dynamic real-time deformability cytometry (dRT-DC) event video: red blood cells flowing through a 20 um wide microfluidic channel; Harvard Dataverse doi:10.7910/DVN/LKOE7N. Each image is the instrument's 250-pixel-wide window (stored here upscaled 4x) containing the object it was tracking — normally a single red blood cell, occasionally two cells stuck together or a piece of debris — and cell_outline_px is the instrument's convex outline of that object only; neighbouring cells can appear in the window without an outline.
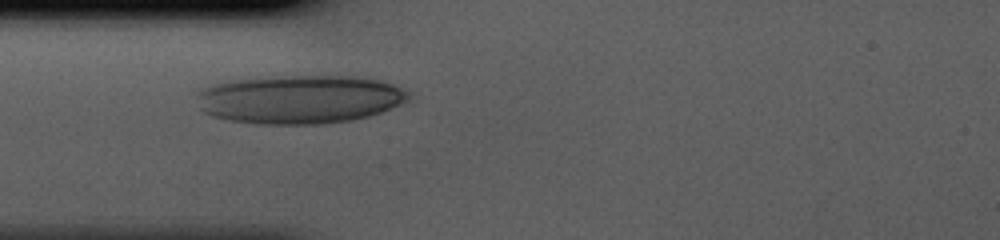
{"species": "human", "species_latin": "Homo sapiens", "temperature_condition": "cold", "stored_images_in_passage": 26, "camera_frame_rate_fps": 3000, "um_per_image_px": 0.085, "donor": {"sex": "male"}, "frame": {"image": 1, "passage_image": 1, "time_ms": 0.0, "image_size_px": [1000, 240], "cell_outline_px": [[408, 100], [400, 104], [380, 112], [368, 116], [352, 120], [324, 124], [256, 124], [228, 120], [212, 116], [204, 112], [200, 108], [196, 92], [200, 88], [212, 84], [240, 76], [356, 76], [380, 80], [392, 84], [408, 92]], "centroid_in_image_um": [25.36, 8.42], "position_along_channel_um": 59.6, "area_um2": 60.86}}
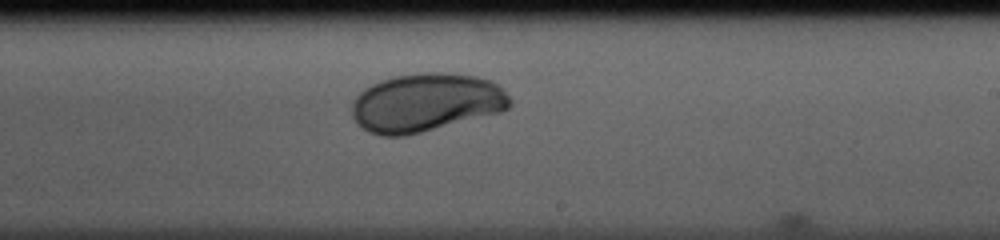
{"frame": {"image": 2, "passage_image": 15, "time_ms": 4.667, "image_size_px": [1000, 240], "cell_outline_px": [[512, 104], [504, 112], [404, 136], [380, 136], [368, 132], [352, 116], [352, 104], [356, 96], [364, 88], [380, 80], [396, 76], [424, 72], [432, 72], [476, 76], [492, 80], [500, 84], [512, 100]], "centroid_in_image_um": [36.26, 8.72], "position_along_channel_um": 252.7, "area_um2": 54.04}}
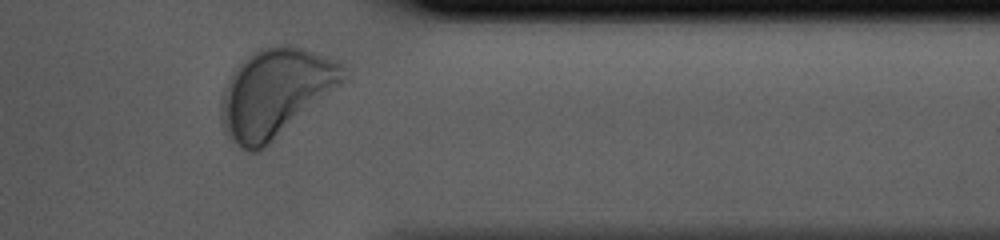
{"frame": {"image": 3, "passage_image": 25, "time_ms": 8.0, "image_size_px": [1000, 240], "cell_outline_px": [[352, 80], [264, 148], [256, 152], [248, 152], [240, 148], [224, 132], [220, 116], [220, 104], [224, 88], [232, 72], [252, 52], [260, 48], [276, 44], [292, 44], [336, 60], [352, 68]], "centroid_in_image_um": [23.54, 7.87], "position_along_channel_um": 387.9, "area_um2": 64.79}}